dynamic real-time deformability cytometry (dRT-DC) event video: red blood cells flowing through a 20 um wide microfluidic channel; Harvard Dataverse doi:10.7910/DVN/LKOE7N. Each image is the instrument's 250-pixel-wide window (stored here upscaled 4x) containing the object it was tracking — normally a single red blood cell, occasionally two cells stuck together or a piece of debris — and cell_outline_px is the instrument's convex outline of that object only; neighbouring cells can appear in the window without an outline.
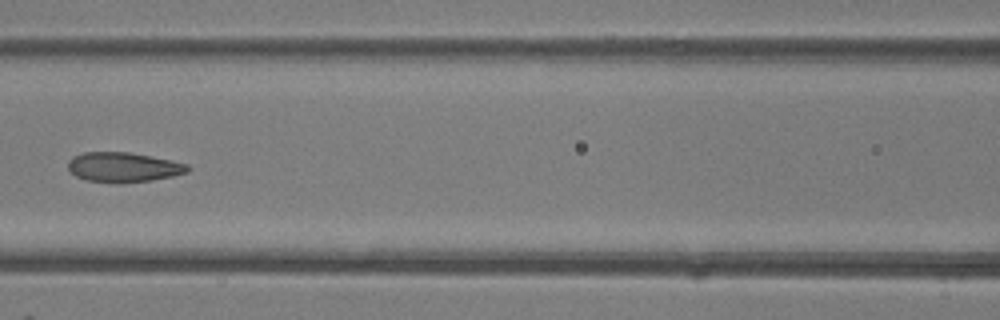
{"species": "common noctule bat (a hibernating species)", "species_latin": "Nyctalus noctula", "temperature_condition": "room temperature", "stored_images_in_passage": 6, "camera_frame_rate_fps": 3000, "um_per_image_px": 0.085, "animal": {"sex": "female"}, "frame": {"image": 1, "passage_image": 6, "time_ms": 5.667, "image_size_px": [1000, 320], "cell_outline_px": [[188, 172], [172, 176], [152, 180], [120, 184], [84, 180], [76, 176], [68, 168], [68, 160], [72, 156], [84, 152], [128, 152], [188, 164]], "centroid_in_image_um": [10.43, 14.22], "position_along_channel_um": 156.2, "area_um2": 20.75}}